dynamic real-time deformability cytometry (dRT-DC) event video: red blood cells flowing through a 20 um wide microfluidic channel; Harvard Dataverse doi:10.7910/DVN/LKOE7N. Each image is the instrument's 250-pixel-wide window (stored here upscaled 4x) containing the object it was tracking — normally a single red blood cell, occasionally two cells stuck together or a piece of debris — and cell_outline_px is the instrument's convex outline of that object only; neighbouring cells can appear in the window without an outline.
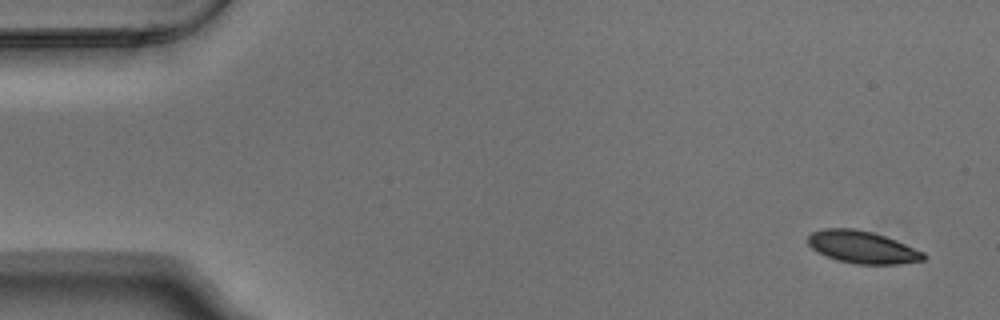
{"species": "Egyptian fruit bat (a non-hibernating species)", "species_latin": "Rousettus aegyptiacus", "temperature_condition": "warm", "stored_images_in_passage": 5, "camera_frame_rate_fps": 3000, "um_per_image_px": 0.085, "animal": {"sex": "male"}, "frame": {"image": 1, "passage_image": 1, "time_ms": 0.0, "image_size_px": [1000, 320], "cell_outline_px": [[928, 256], [924, 260], [896, 264], [856, 264], [836, 260], [812, 248], [808, 244], [808, 236], [812, 232], [824, 228], [856, 228], [872, 232], [896, 240], [924, 252]], "centroid_in_image_um": [73.32, 21.0], "position_along_channel_um": 11.7, "area_um2": 21.73}}
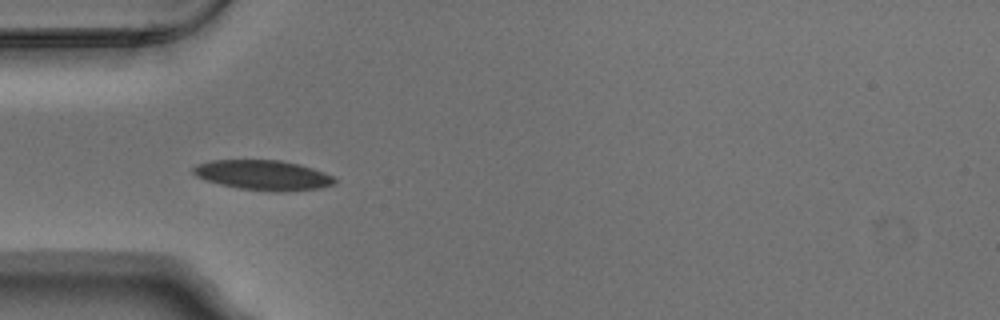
{"frame": {"image": 2, "passage_image": 5, "time_ms": 1.333, "image_size_px": [1000, 320], "cell_outline_px": [[336, 184], [320, 188], [280, 192], [276, 192], [240, 188], [220, 184], [204, 180], [196, 176], [192, 172], [192, 168], [196, 164], [212, 160], [280, 160], [300, 164], [324, 172], [332, 176], [336, 180]], "centroid_in_image_um": [22.36, 14.88], "position_along_channel_um": 62.6, "area_um2": 24.74}}